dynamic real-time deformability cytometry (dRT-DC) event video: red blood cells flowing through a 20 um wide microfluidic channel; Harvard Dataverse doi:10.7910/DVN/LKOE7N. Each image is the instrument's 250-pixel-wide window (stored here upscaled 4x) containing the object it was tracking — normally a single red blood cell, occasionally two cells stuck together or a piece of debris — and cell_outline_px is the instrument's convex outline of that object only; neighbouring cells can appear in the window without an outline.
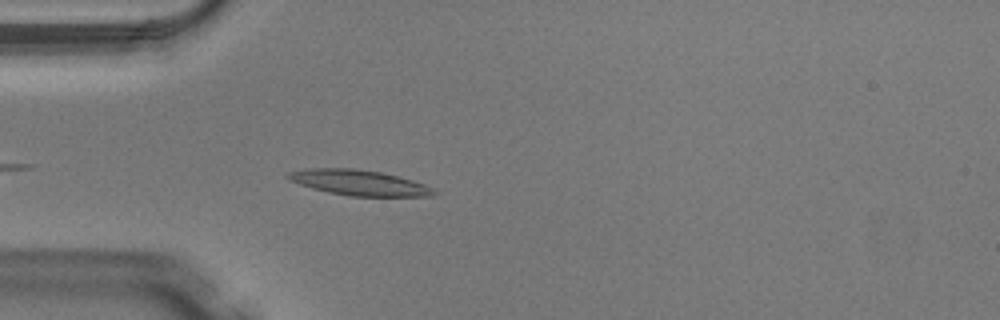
{"species": "Egyptian fruit bat (a non-hibernating species)", "species_latin": "Rousettus aegyptiacus", "temperature_condition": "warm", "stored_images_in_passage": 39, "camera_frame_rate_fps": 3000, "um_per_image_px": 0.085, "animal": {"sex": "male"}, "frame": {"image": 1, "passage_image": 4, "time_ms": 1.0, "image_size_px": [1000, 320], "cell_outline_px": [[436, 192], [432, 196], [348, 196], [328, 192], [312, 188], [300, 184], [284, 176], [288, 172], [304, 168], [356, 168], [380, 172], [412, 180], [424, 184], [432, 188]], "centroid_in_image_um": [30.48, 15.52], "position_along_channel_um": 54.5, "area_um2": 21.5}}
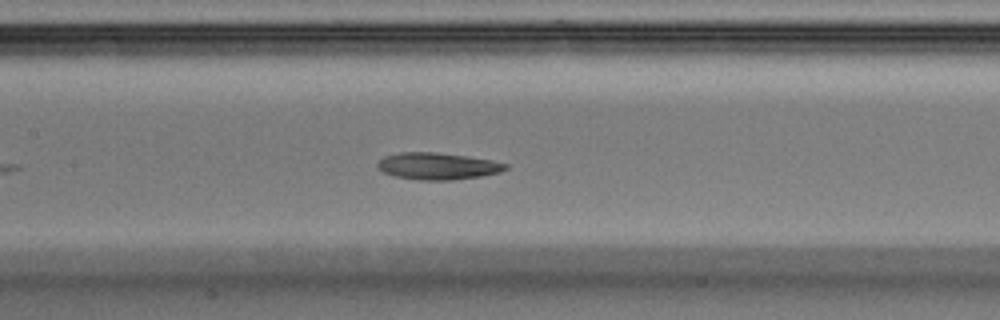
{"frame": {"image": 2, "passage_image": 13, "time_ms": 4.0, "image_size_px": [1000, 320], "cell_outline_px": [[508, 168], [500, 172], [480, 176], [452, 180], [416, 180], [396, 176], [384, 172], [376, 168], [376, 164], [384, 156], [400, 152], [436, 152], [468, 156], [492, 160], [508, 164]], "centroid_in_image_um": [37.19, 14.11], "position_along_channel_um": 170.2, "area_um2": 20.11}}
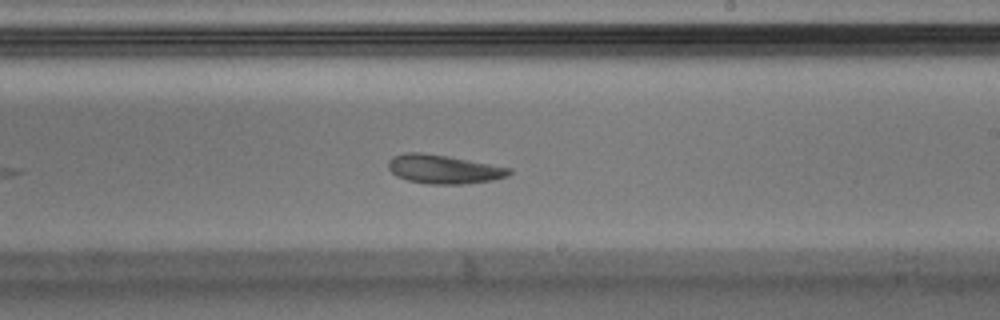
{"frame": {"image": 3, "passage_image": 19, "time_ms": 6.0, "image_size_px": [1000, 320], "cell_outline_px": [[512, 172], [508, 176], [492, 180], [464, 184], [424, 184], [408, 180], [396, 176], [388, 168], [388, 160], [392, 156], [404, 152], [420, 152], [448, 156], [512, 168]], "centroid_in_image_um": [37.69, 14.38], "position_along_channel_um": 251.3, "area_um2": 20.46}, "authors_computed_cell_mechanics": {"area_um2": 20.6346, "velocity_mm_per_s": 4.0675, "shape_relaxation_time_tau1_ms": 5.3198, "shape_relaxation_time_tau2_ms": null, "deformation_change_tau1": 0.1726, "deformation_change_tau2": null}}